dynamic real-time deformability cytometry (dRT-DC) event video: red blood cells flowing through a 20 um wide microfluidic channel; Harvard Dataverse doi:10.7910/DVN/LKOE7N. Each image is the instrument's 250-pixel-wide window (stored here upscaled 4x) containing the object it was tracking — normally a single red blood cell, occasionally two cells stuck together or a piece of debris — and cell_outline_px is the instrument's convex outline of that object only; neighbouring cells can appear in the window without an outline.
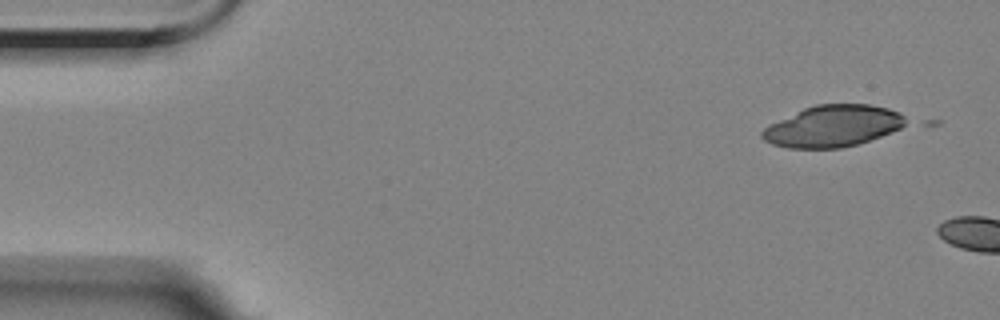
{"species": "Egyptian fruit bat (a non-hibernating species)", "species_latin": "Rousettus aegyptiacus", "temperature_condition": "room temperature", "stored_images_in_passage": 3, "camera_frame_rate_fps": 3000, "um_per_image_px": 0.085, "animal": {"sex": "female"}, "frame": {"image": 1, "passage_image": 1, "time_ms": 0.0, "image_size_px": [1000, 320], "cell_outline_px": [[912, 120], [908, 124], [900, 128], [880, 136], [856, 144], [840, 148], [788, 148], [772, 144], [764, 140], [760, 136], [760, 132], [768, 124], [804, 108], [816, 104], [868, 104], [888, 108], [900, 112]], "centroid_in_image_um": [70.81, 10.71], "position_along_channel_um": 14.2, "area_um2": 34.97}}